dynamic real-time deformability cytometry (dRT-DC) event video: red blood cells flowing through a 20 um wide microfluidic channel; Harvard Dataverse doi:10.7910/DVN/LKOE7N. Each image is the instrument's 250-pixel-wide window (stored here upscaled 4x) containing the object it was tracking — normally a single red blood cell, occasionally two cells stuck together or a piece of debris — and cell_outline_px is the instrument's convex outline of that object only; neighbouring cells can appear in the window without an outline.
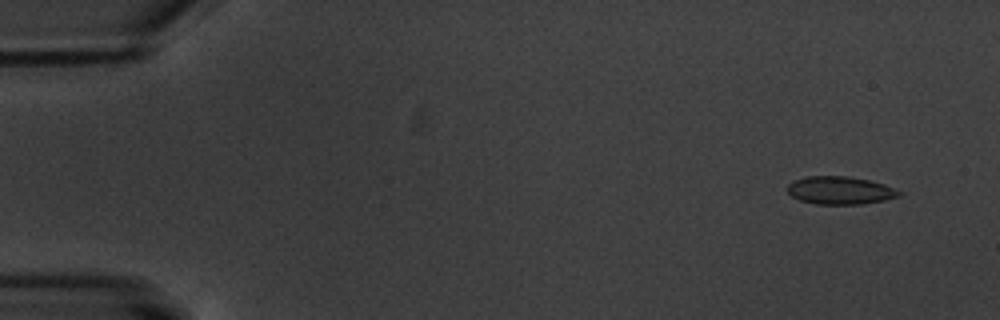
{"species": "common noctule bat (a hibernating species)", "species_latin": "Nyctalus noctula", "temperature_condition": "warm", "stored_images_in_passage": 5, "camera_frame_rate_fps": 3000, "um_per_image_px": 0.085, "animal": {"sex": "male", "body_mass_g": 20.1, "forearm_length_mm": 53.5}, "frame": {"image": 1, "passage_image": 1, "time_ms": 0.0, "image_size_px": [1000, 320], "cell_outline_px": [[900, 196], [884, 200], [860, 204], [816, 204], [800, 200], [792, 196], [788, 192], [788, 184], [792, 180], [808, 176], [848, 176], [868, 180], [884, 184], [900, 192]], "centroid_in_image_um": [71.37, 16.18], "position_along_channel_um": 13.6, "area_um2": 17.98}}
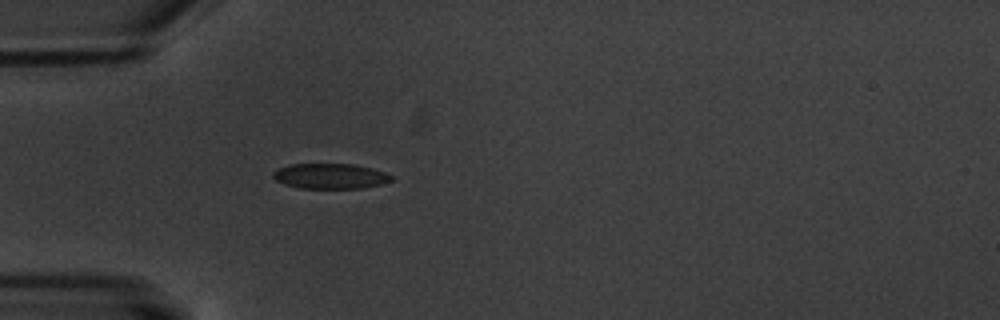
{"frame": {"image": 2, "passage_image": 5, "time_ms": 4.667, "image_size_px": [1000, 320], "cell_outline_px": [[392, 180], [380, 184], [364, 188], [300, 188], [284, 184], [276, 180], [272, 176], [272, 172], [288, 164], [356, 164], [372, 168], [384, 172], [392, 176]], "centroid_in_image_um": [28.06, 14.96], "position_along_channel_um": 56.9, "area_um2": 17.4}}